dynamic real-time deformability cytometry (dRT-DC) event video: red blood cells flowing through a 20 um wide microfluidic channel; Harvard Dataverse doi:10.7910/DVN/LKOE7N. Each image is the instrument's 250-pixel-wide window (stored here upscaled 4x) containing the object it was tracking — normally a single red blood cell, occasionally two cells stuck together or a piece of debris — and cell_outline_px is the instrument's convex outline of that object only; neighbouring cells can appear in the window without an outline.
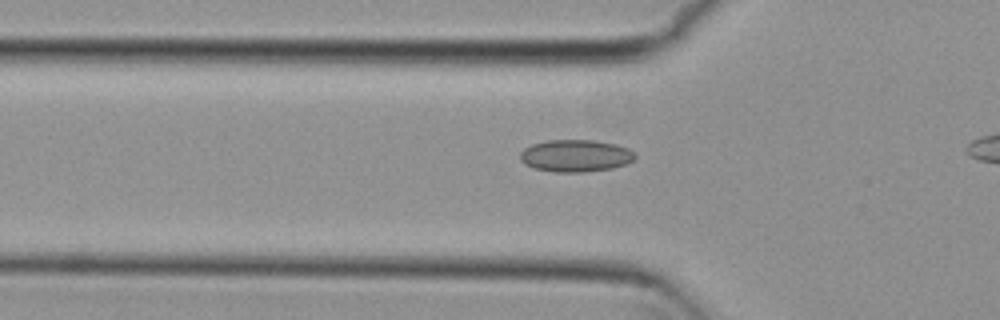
{"species": "common noctule bat (a hibernating species)", "species_latin": "Nyctalus noctula", "temperature_condition": "cold", "stored_images_in_passage": 41, "camera_frame_rate_fps": 3000, "um_per_image_px": 0.085, "animal": {"sex": "female", "body_mass_g": 29.2, "forearm_length_mm": 56.3}, "frame": {"image": 1, "passage_image": 13, "time_ms": 4.0, "image_size_px": [1000, 320], "cell_outline_px": [[636, 156], [632, 160], [624, 164], [612, 168], [584, 172], [556, 172], [532, 168], [524, 164], [520, 160], [520, 152], [524, 148], [532, 144], [548, 140], [596, 140], [616, 144], [628, 148]], "centroid_in_image_um": [48.88, 13.23], "position_along_channel_um": 76.9, "area_um2": 21.56}}
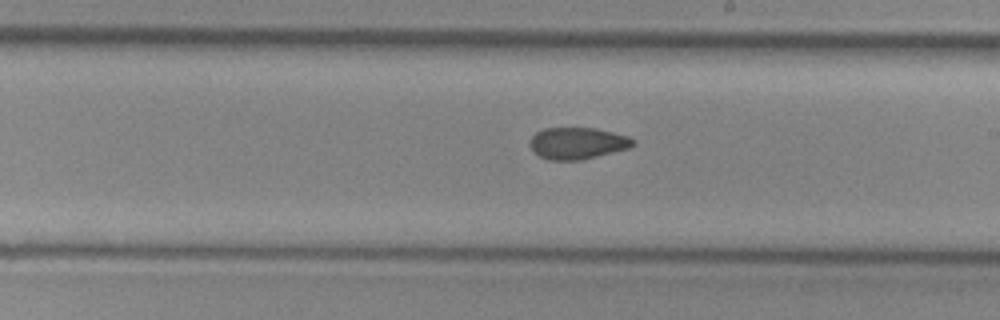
{"frame": {"image": 2, "passage_image": 26, "time_ms": 8.333, "image_size_px": [1000, 320], "cell_outline_px": [[636, 144], [632, 148], [580, 160], [548, 160], [532, 152], [528, 144], [532, 136], [536, 132], [544, 128], [596, 128], [628, 136], [636, 140]], "centroid_in_image_um": [49.09, 12.18], "position_along_channel_um": 239.9, "area_um2": 19.36}}
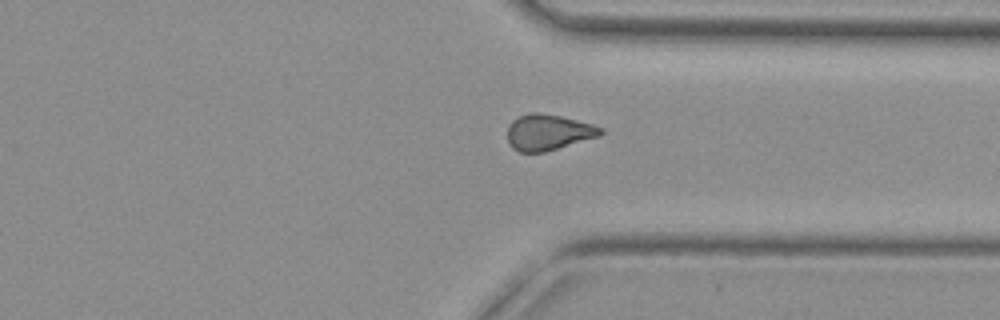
{"frame": {"image": 3, "passage_image": 36, "time_ms": 11.667, "image_size_px": [1000, 320], "cell_outline_px": [[604, 132], [600, 136], [544, 152], [520, 152], [512, 148], [508, 144], [508, 124], [512, 120], [528, 112], [540, 112], [560, 116], [592, 124], [604, 128]], "centroid_in_image_um": [46.59, 11.24], "position_along_channel_um": 364.8, "area_um2": 19.59}}